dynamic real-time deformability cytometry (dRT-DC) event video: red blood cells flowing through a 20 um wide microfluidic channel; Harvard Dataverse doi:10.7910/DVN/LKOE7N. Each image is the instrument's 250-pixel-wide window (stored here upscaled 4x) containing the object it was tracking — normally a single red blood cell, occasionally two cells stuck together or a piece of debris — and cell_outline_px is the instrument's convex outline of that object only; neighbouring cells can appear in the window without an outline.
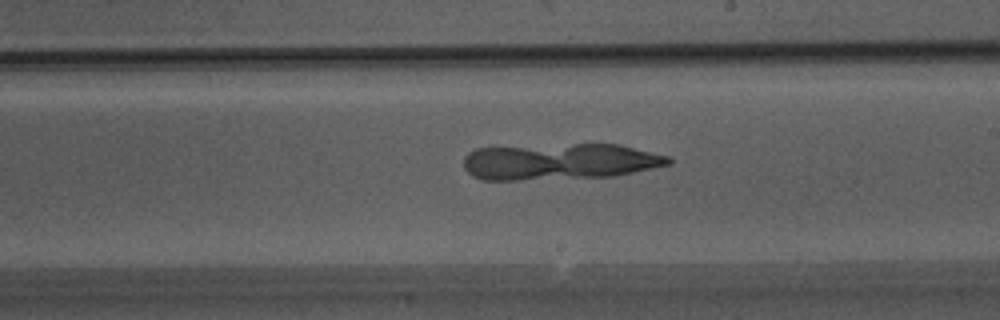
{"species": "Egyptian fruit bat (a non-hibernating species)", "species_latin": "Rousettus aegyptiacus", "temperature_condition": "warm", "stored_images_in_passage": 42, "camera_frame_rate_fps": 3000, "um_per_image_px": 0.085, "animal": {"sex": "male"}, "frame": {"image": 1, "passage_image": 24, "time_ms": 7.667, "image_size_px": [1000, 320], "cell_outline_px": [[672, 164], [616, 176], [516, 180], [480, 180], [472, 176], [464, 168], [464, 156], [468, 152], [476, 148], [576, 144], [620, 144], [668, 156], [672, 160]], "centroid_in_image_um": [47.57, 13.74], "position_along_channel_um": 241.4, "area_um2": 43.47}}